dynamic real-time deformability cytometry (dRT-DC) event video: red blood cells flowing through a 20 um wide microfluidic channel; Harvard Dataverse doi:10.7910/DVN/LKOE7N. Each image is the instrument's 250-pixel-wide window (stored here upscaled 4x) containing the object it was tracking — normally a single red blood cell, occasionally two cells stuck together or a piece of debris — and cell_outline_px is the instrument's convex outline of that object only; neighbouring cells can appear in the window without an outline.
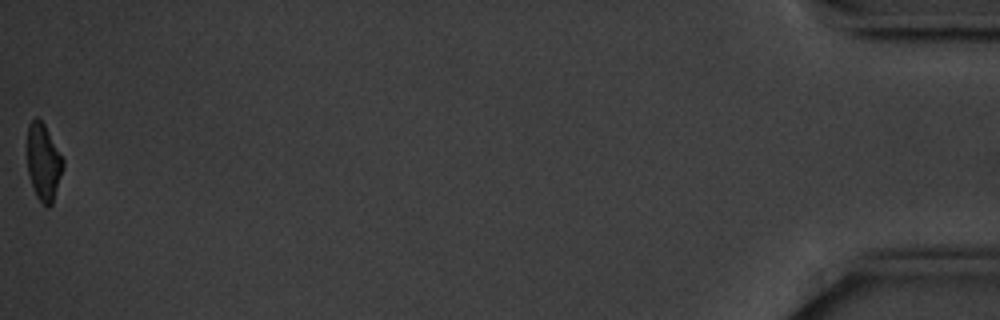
{"species": "common noctule bat (a hibernating species)", "species_latin": "Nyctalus noctula", "temperature_condition": "cold", "stored_images_in_passage": 42, "camera_frame_rate_fps": 3000, "um_per_image_px": 0.085, "animal": {"sex": "male", "body_mass_g": 20.1, "forearm_length_mm": 53.5}, "frame": {"image": 1, "passage_image": 42, "time_ms": 13.667, "image_size_px": [1000, 320], "cell_outline_px": [[64, 168], [52, 204], [48, 208], [36, 196], [28, 172], [28, 124], [36, 116], [44, 124], [64, 160]], "centroid_in_image_um": [3.71, 13.79], "position_along_channel_um": 431.5, "area_um2": 15.84}, "authors_computed_cell_mechanics": {"area_um2": 18.0047, "velocity_mm_per_s": 3.5354, "shape_relaxation_time_tau1_ms": 2.9551, "shape_relaxation_time_tau2_ms": 6.9594, "deformation_change_tau1": 0.1205, "deformation_change_tau2": 0.1266}}